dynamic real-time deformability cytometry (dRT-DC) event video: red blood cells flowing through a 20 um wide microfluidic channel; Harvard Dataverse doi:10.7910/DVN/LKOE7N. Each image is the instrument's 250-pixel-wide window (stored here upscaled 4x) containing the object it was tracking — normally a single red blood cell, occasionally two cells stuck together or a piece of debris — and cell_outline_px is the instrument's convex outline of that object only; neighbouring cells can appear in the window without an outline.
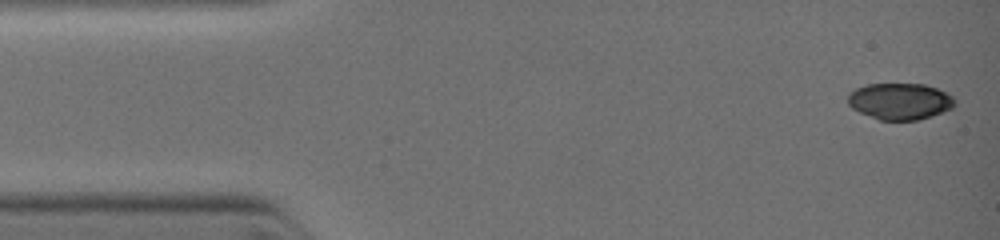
{"species": "common noctule bat (a hibernating species)", "species_latin": "Nyctalus noctula", "temperature_condition": "warm", "stored_images_in_passage": 4, "camera_frame_rate_fps": 3000, "um_per_image_px": 0.085, "animal": {"sex": "female", "body_mass_g": 19.0, "forearm_length_mm": 51.5}, "frame": {"image": 1, "passage_image": 1, "time_ms": 0.0, "image_size_px": [1000, 240], "cell_outline_px": [[956, 104], [952, 108], [932, 116], [916, 120], [880, 120], [860, 112], [852, 108], [848, 104], [848, 92], [856, 88], [868, 84], [924, 84], [936, 88], [952, 96], [956, 100]], "centroid_in_image_um": [76.49, 8.61], "position_along_channel_um": 8.5, "area_um2": 22.72}}
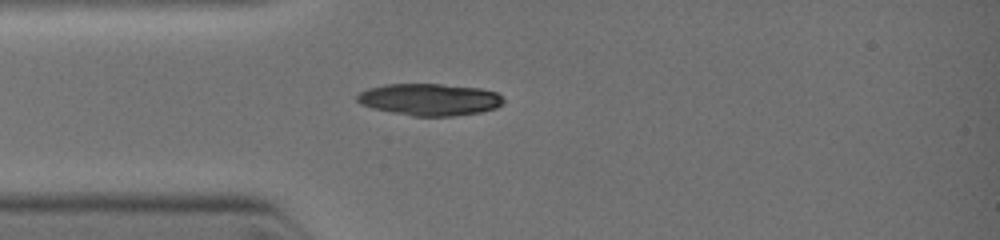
{"frame": {"image": 2, "passage_image": 4, "time_ms": 2.667, "image_size_px": [1000, 240], "cell_outline_px": [[504, 100], [496, 108], [480, 112], [452, 116], [416, 116], [372, 108], [360, 104], [356, 100], [356, 96], [360, 92], [368, 88], [384, 84], [440, 84], [480, 88], [496, 92]], "centroid_in_image_um": [36.49, 8.45], "position_along_channel_um": 48.5, "area_um2": 27.05}}